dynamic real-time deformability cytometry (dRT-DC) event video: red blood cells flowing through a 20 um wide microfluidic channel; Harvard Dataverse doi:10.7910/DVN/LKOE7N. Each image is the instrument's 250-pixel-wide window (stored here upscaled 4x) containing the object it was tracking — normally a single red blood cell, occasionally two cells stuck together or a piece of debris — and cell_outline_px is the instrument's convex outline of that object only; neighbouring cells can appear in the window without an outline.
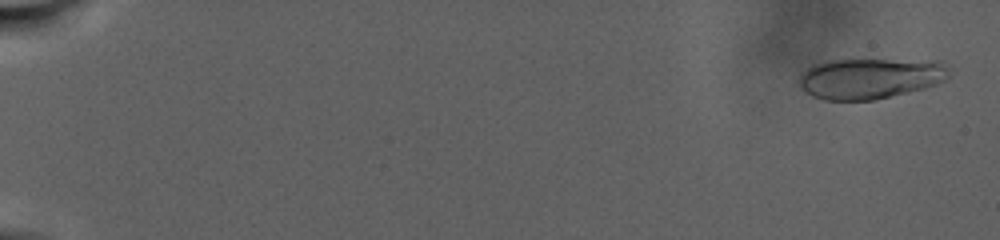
{"species": "human", "species_latin": "Homo sapiens", "temperature_condition": "warm", "stored_images_in_passage": 57, "camera_frame_rate_fps": 3000, "um_per_image_px": 0.085, "donor": {"sex": "male"}, "frame": {"image": 1, "passage_image": 3, "time_ms": 1.0, "image_size_px": [1000, 240], "cell_outline_px": [[948, 80], [924, 88], [876, 100], [824, 100], [812, 96], [800, 88], [800, 76], [812, 64], [824, 60], [944, 60], [948, 72]], "centroid_in_image_um": [73.98, 6.65], "position_along_channel_um": 11.0, "area_um2": 35.84}}
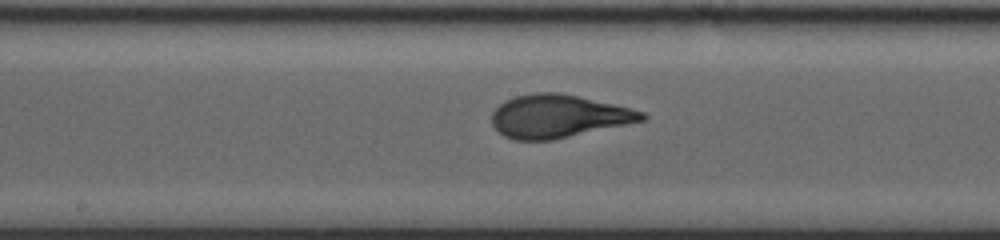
{"frame": {"image": 2, "passage_image": 33, "time_ms": 18.333, "image_size_px": [1000, 240], "cell_outline_px": [[648, 116], [644, 120], [552, 140], [512, 140], [504, 136], [492, 124], [492, 112], [504, 100], [516, 96], [536, 92], [560, 92], [612, 104], [644, 112]], "centroid_in_image_um": [47.41, 9.88], "position_along_channel_um": 200.8, "area_um2": 37.22}}
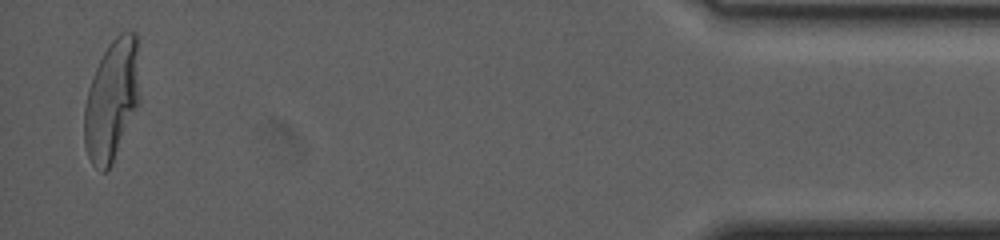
{"frame": {"image": 3, "passage_image": 57, "time_ms": 31.333, "image_size_px": [1000, 240], "cell_outline_px": [[140, 100], [112, 164], [104, 172], [100, 172], [92, 164], [88, 156], [84, 144], [84, 104], [88, 88], [92, 76], [104, 52], [112, 40], [120, 32], [136, 32]], "centroid_in_image_um": [9.48, 8.53], "position_along_channel_um": 425.7, "area_um2": 39.02}, "authors_computed_cell_mechanics": {"area_um2": 36.703, "velocity_mm_per_s": 2.2603, "shape_relaxation_time_tau1_ms": 9.0308, "shape_relaxation_time_tau2_ms": null, "deformation_change_tau1": 0.2619, "deformation_change_tau2": null}}